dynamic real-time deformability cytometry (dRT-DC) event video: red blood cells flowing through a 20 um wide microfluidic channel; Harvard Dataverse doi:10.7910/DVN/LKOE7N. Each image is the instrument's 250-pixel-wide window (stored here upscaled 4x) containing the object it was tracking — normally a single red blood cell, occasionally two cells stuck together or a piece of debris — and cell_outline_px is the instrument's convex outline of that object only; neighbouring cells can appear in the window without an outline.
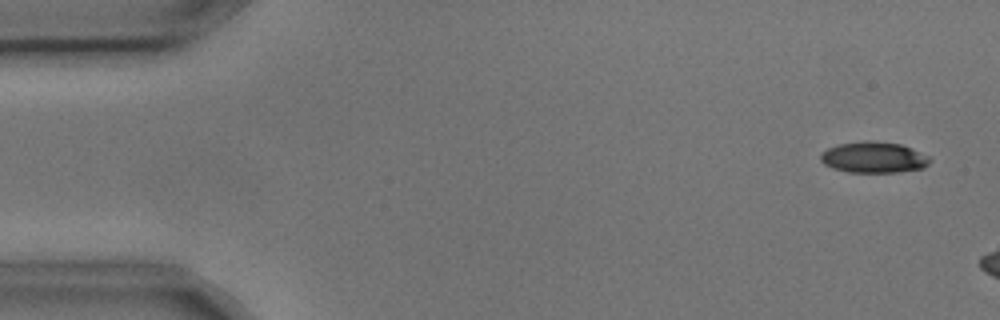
{"species": "common noctule bat (a hibernating species)", "species_latin": "Nyctalus noctula", "temperature_condition": "cold", "stored_images_in_passage": 3, "camera_frame_rate_fps": 3000, "um_per_image_px": 0.085, "animal": {"sex": "male", "body_mass_g": 17.9, "forearm_length_mm": 54.2}, "frame": {"image": 1, "passage_image": 1, "time_ms": 0.0, "image_size_px": [1000, 320], "cell_outline_px": [[932, 160], [924, 168], [896, 172], [848, 172], [832, 168], [824, 164], [820, 160], [820, 152], [828, 148], [840, 144], [864, 140], [900, 144], [912, 148], [928, 156]], "centroid_in_image_um": [74.25, 13.38], "position_along_channel_um": 10.8, "area_um2": 19.77}}